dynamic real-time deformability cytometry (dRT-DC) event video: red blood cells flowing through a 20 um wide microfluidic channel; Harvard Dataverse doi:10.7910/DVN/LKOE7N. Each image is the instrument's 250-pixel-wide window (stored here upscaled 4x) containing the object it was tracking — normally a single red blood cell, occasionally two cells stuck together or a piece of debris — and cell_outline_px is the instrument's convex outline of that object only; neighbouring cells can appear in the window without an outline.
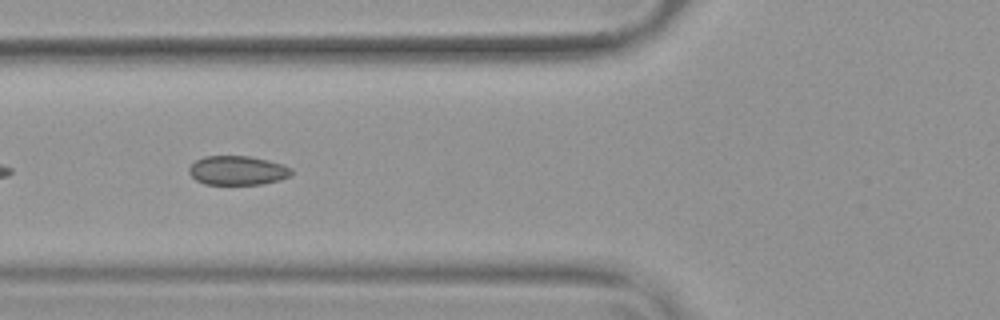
{"species": "common noctule bat (a hibernating species)", "species_latin": "Nyctalus noctula", "temperature_condition": "warm", "stored_images_in_passage": 19, "camera_frame_rate_fps": 3000, "um_per_image_px": 0.085, "animal": {"sex": "female", "body_mass_g": 19.9}, "frame": {"image": 1, "passage_image": 4, "time_ms": 1.0, "image_size_px": [1000, 320], "cell_outline_px": [[292, 172], [288, 176], [280, 180], [264, 184], [204, 184], [196, 180], [188, 172], [188, 168], [196, 160], [204, 156], [248, 156], [268, 160], [292, 168]], "centroid_in_image_um": [20.17, 14.49], "position_along_channel_um": 105.6, "area_um2": 17.34}}